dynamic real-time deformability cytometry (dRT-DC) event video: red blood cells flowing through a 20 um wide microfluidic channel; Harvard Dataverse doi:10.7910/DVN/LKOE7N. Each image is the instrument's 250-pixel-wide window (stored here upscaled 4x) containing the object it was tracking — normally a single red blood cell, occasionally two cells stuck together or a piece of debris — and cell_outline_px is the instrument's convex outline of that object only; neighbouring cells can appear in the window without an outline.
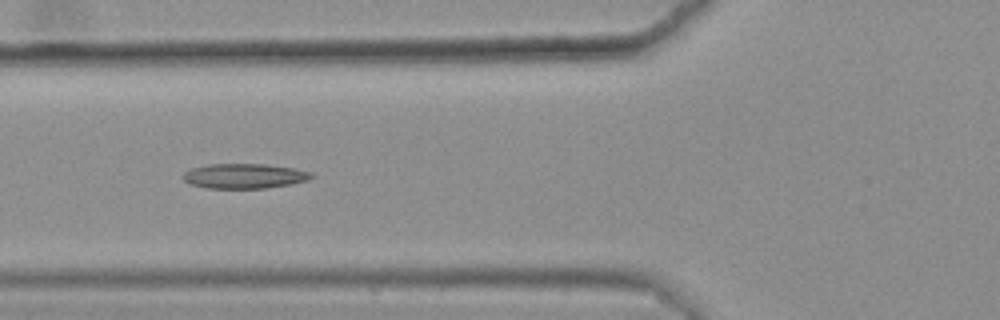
{"species": "common noctule bat (a hibernating species)", "species_latin": "Nyctalus noctula", "temperature_condition": "warm", "stored_images_in_passage": 48, "camera_frame_rate_fps": 3000, "um_per_image_px": 0.085, "animal": {"sex": "female", "body_mass_g": 25.1}, "frame": {"image": 1, "passage_image": 21, "time_ms": 6.667, "image_size_px": [1000, 320], "cell_outline_px": [[316, 176], [308, 180], [292, 184], [264, 188], [208, 188], [188, 184], [184, 180], [184, 172], [192, 168], [208, 164], [268, 164], [296, 168], [312, 172]], "centroid_in_image_um": [20.82, 14.96], "position_along_channel_um": 105.0, "area_um2": 18.79}, "authors_computed_cell_mechanics": {"area_um2": 18.2359, "velocity_mm_per_s": 3.6359, "shape_relaxation_time_tau1_ms": null, "shape_relaxation_time_tau2_ms": 5.7195, "deformation_change_tau1": null, "deformation_change_tau2": 0.1492}}